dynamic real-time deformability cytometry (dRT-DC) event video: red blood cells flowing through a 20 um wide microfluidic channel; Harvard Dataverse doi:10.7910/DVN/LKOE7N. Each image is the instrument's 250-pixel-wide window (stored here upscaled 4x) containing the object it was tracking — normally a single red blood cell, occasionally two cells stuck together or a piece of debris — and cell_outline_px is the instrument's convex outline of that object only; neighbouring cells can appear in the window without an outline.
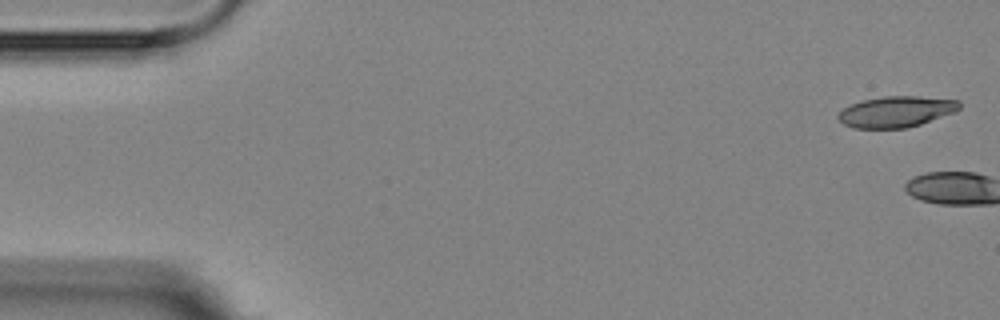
{"species": "Egyptian fruit bat (a non-hibernating species)", "species_latin": "Rousettus aegyptiacus", "temperature_condition": "room temperature", "stored_images_in_passage": 6, "camera_frame_rate_fps": 3000, "um_per_image_px": 0.085, "animal": {"sex": "female"}, "frame": {"image": 1, "passage_image": 1, "time_ms": 0.0, "image_size_px": [1000, 320], "cell_outline_px": [[960, 108], [956, 112], [908, 128], [852, 128], [844, 124], [836, 116], [844, 108], [852, 104], [864, 100], [884, 96], [916, 96], [960, 100]], "centroid_in_image_um": [76.2, 9.49], "position_along_channel_um": 8.8, "area_um2": 21.85}}
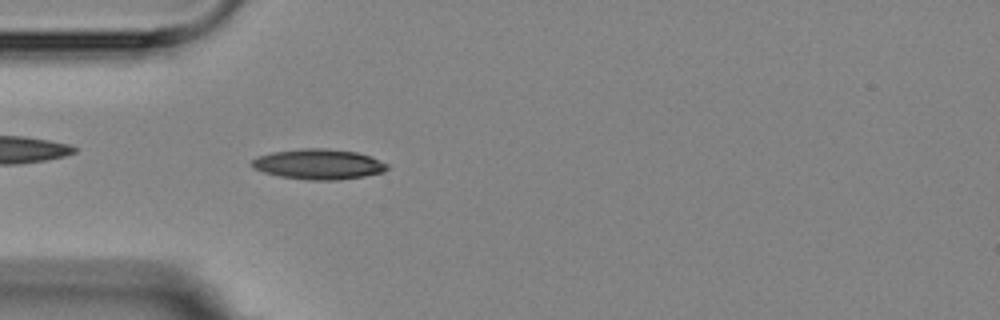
{"frame": {"image": 2, "passage_image": 6, "time_ms": 5.667, "image_size_px": [1000, 320], "cell_outline_px": [[388, 168], [384, 172], [364, 176], [340, 180], [308, 180], [280, 176], [264, 172], [252, 168], [248, 164], [256, 156], [272, 152], [304, 148], [324, 148], [356, 152], [368, 156], [388, 164]], "centroid_in_image_um": [27.03, 13.96], "position_along_channel_um": 58.0, "area_um2": 23.93}}